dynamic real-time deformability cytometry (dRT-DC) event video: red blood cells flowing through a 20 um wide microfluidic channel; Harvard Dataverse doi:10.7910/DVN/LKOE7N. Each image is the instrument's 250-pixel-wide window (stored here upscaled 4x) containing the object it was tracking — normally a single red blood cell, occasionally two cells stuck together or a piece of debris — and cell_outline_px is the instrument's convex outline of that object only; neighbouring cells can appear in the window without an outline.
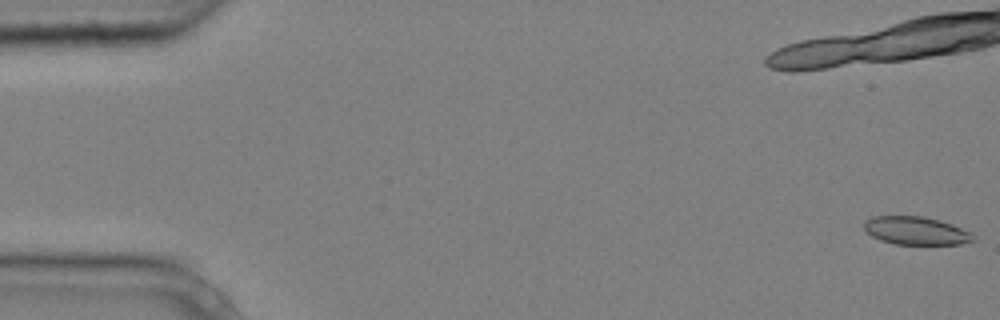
{"species": "common noctule bat (a hibernating species)", "species_latin": "Nyctalus noctula", "temperature_condition": "cold", "stored_images_in_passage": 7, "camera_frame_rate_fps": 3000, "um_per_image_px": 0.085, "animal": {"sex": "male", "body_mass_g": 20.4}, "frame": {"image": 1, "passage_image": 1, "time_ms": 0.0, "image_size_px": [1000, 320], "cell_outline_px": [[976, 240], [960, 244], [896, 244], [880, 240], [872, 236], [864, 228], [864, 220], [872, 216], [924, 216], [940, 220], [952, 224], [972, 232], [976, 236]], "centroid_in_image_um": [77.89, 19.6], "position_along_channel_um": 7.1, "area_um2": 18.03}}